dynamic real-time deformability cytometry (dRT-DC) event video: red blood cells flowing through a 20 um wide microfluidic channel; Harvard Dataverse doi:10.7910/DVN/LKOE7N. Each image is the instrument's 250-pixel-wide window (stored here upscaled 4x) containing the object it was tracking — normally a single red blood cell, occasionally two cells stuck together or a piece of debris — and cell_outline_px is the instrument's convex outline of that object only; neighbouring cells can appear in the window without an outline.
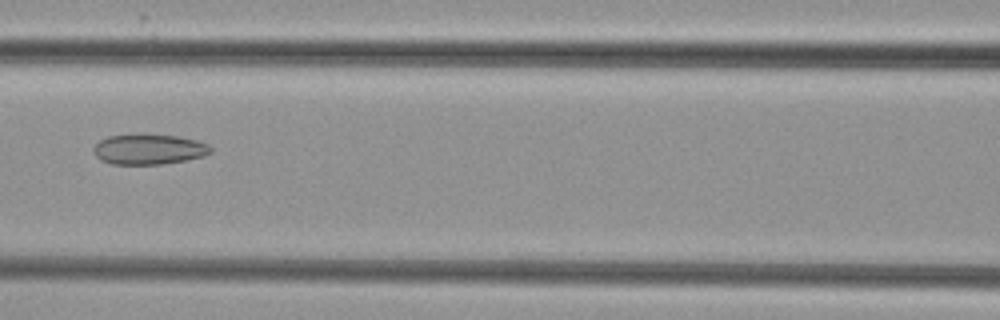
{"species": "common noctule bat (a hibernating species)", "species_latin": "Nyctalus noctula", "temperature_condition": "cold", "stored_images_in_passage": 7, "camera_frame_rate_fps": 3000, "um_per_image_px": 0.085, "animal": {"sex": "female", "body_mass_g": 29.2, "forearm_length_mm": 56.3}, "frame": {"image": 1, "passage_image": 7, "time_ms": 7.0, "image_size_px": [1000, 320], "cell_outline_px": [[212, 152], [204, 156], [184, 160], [160, 164], [112, 164], [100, 160], [92, 152], [92, 148], [100, 140], [108, 136], [180, 136], [196, 140], [208, 144], [212, 148]], "centroid_in_image_um": [12.65, 12.71], "position_along_channel_um": 153.9, "area_um2": 20.23}}